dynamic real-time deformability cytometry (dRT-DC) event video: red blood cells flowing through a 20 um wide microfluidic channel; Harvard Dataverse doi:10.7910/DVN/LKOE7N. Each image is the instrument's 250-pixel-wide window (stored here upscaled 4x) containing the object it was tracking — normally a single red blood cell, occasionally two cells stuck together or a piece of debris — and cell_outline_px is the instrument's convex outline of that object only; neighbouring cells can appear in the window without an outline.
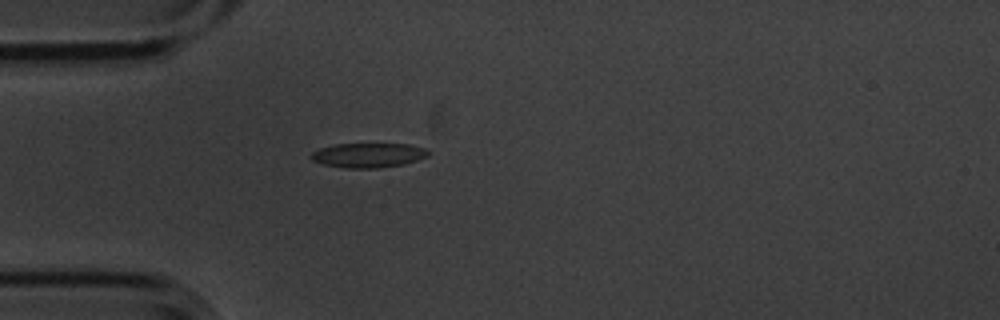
{"species": "common noctule bat (a hibernating species)", "species_latin": "Nyctalus noctula", "temperature_condition": "cold", "stored_images_in_passage": 5, "camera_frame_rate_fps": 3000, "um_per_image_px": 0.085, "animal": {"sex": "male", "body_mass_g": 20.1, "forearm_length_mm": 53.5}, "frame": {"image": 1, "passage_image": 5, "time_ms": 1.333, "image_size_px": [1000, 320], "cell_outline_px": [[428, 156], [404, 164], [376, 168], [348, 168], [324, 164], [312, 160], [308, 156], [312, 152], [320, 148], [336, 144], [408, 144], [424, 148], [428, 152]], "centroid_in_image_um": [31.27, 13.19], "position_along_channel_um": 53.7, "area_um2": 16.59}}